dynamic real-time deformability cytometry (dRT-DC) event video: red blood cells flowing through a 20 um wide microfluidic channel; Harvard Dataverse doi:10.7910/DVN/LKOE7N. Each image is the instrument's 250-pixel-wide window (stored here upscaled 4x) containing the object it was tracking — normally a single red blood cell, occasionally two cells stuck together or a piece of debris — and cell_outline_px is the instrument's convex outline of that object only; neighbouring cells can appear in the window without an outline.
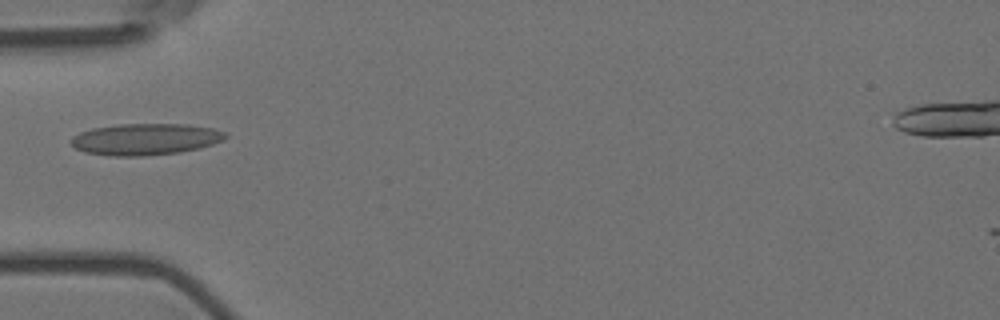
{"species": "Egyptian fruit bat (a non-hibernating species)", "species_latin": "Rousettus aegyptiacus", "temperature_condition": "room temperature", "stored_images_in_passage": 1, "camera_frame_rate_fps": 3000, "um_per_image_px": 0.085, "animal": {"sex": "female"}, "frame": {"image": 1, "passage_image": 1, "time_ms": 0.0, "image_size_px": [1000, 320], "cell_outline_px": [[228, 136], [224, 140], [200, 148], [180, 152], [144, 156], [108, 156], [84, 152], [76, 148], [72, 144], [72, 136], [80, 132], [92, 128], [120, 124], [188, 124], [212, 128], [228, 132]], "centroid_in_image_um": [12.39, 11.83], "position_along_channel_um": 72.6, "area_um2": 28.55}}